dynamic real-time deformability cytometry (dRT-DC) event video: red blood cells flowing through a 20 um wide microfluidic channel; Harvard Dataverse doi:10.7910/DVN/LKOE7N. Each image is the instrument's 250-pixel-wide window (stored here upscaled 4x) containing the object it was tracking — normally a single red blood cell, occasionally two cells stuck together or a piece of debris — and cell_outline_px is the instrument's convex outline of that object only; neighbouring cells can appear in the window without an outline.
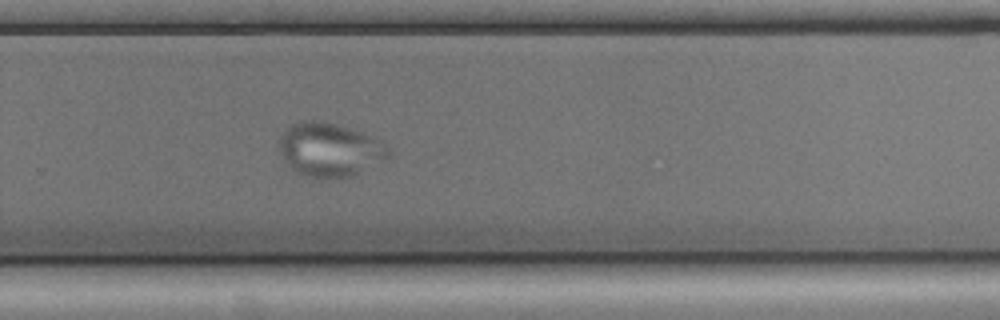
{"species": "common noctule bat (a hibernating species)", "species_latin": "Nyctalus noctula", "temperature_condition": "cold", "stored_images_in_passage": 53, "camera_frame_rate_fps": 3000, "um_per_image_px": 0.085, "animal": {"sex": "male", "body_mass_g": 17.9, "forearm_length_mm": 54.2}, "frame": {"image": 1, "passage_image": 34, "time_ms": 11.0, "image_size_px": [1000, 320], "cell_outline_px": [[392, 156], [352, 176], [312, 176], [300, 172], [292, 168], [280, 156], [280, 140], [284, 132], [292, 124], [304, 120], [320, 120], [360, 132], [372, 136], [388, 144], [392, 152]], "centroid_in_image_um": [28.08, 12.69], "position_along_channel_um": 301.7, "area_um2": 33.52}}